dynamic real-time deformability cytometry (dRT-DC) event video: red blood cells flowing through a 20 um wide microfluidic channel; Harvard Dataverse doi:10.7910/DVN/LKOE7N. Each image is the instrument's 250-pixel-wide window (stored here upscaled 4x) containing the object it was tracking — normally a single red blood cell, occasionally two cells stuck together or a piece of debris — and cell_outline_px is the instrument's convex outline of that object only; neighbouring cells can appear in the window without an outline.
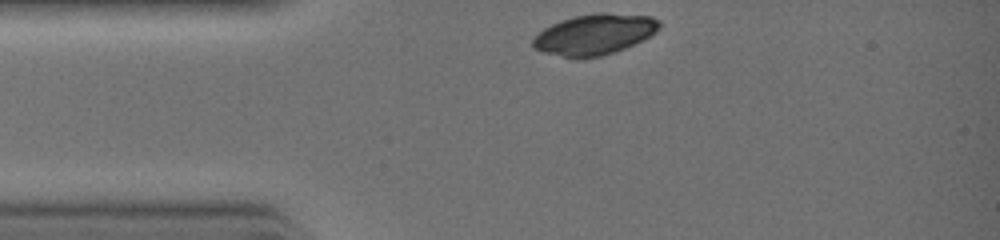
{"species": "common noctule bat (a hibernating species)", "species_latin": "Nyctalus noctula", "temperature_condition": "warm", "stored_images_in_passage": 22, "camera_frame_rate_fps": 3000, "um_per_image_px": 0.085, "animal": {"sex": "female", "body_mass_g": 19.0, "forearm_length_mm": 51.5}, "frame": {"image": 1, "passage_image": 1, "time_ms": 0.0, "image_size_px": [1000, 240], "cell_outline_px": [[660, 28], [656, 32], [624, 48], [600, 56], [564, 56], [544, 52], [532, 48], [532, 40], [544, 28], [560, 20], [576, 16], [600, 12], [604, 12], [652, 16], [660, 20]], "centroid_in_image_um": [50.54, 2.88], "position_along_channel_um": 34.5, "area_um2": 29.36}}
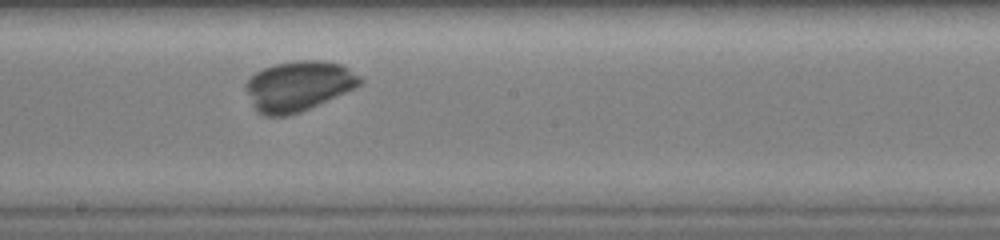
{"frame": {"image": 2, "passage_image": 12, "time_ms": 3.667, "image_size_px": [1000, 240], "cell_outline_px": [[364, 80], [356, 88], [300, 112], [288, 116], [264, 116], [256, 112], [244, 88], [244, 84], [256, 72], [272, 64], [296, 60], [324, 60], [344, 64], [360, 76]], "centroid_in_image_um": [25.37, 7.3], "position_along_channel_um": 222.8, "area_um2": 33.76}}
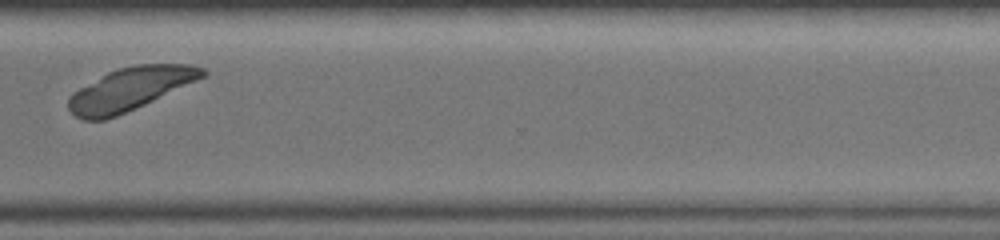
{"frame": {"image": 3, "passage_image": 19, "time_ms": 6.0, "image_size_px": [1000, 240], "cell_outline_px": [[208, 72], [204, 76], [196, 80], [144, 104], [116, 116], [104, 120], [84, 120], [76, 116], [68, 108], [68, 96], [72, 92], [108, 72], [116, 68], [136, 64], [192, 64], [204, 68]], "centroid_in_image_um": [11.03, 7.55], "position_along_channel_um": 359.6, "area_um2": 33.06}}